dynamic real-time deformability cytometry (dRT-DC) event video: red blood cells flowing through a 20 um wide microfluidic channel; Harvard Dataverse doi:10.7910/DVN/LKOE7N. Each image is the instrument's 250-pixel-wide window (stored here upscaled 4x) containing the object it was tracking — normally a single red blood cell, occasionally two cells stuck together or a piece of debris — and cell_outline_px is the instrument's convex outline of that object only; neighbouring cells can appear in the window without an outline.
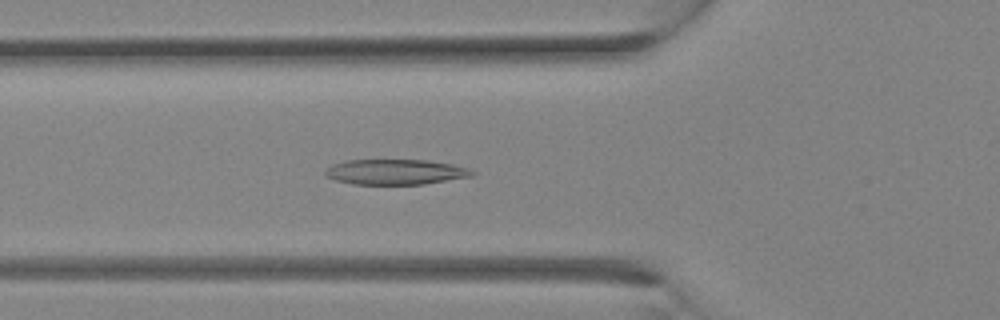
{"species": "Egyptian fruit bat (a non-hibernating species)", "species_latin": "Rousettus aegyptiacus", "temperature_condition": "room temperature", "stored_images_in_passage": 18, "camera_frame_rate_fps": 3000, "um_per_image_px": 0.085, "animal": {"sex": "female"}, "frame": {"image": 1, "passage_image": 6, "time_ms": 1.667, "image_size_px": [1000, 320], "cell_outline_px": [[476, 172], [472, 176], [424, 184], [352, 184], [336, 180], [328, 176], [324, 172], [332, 164], [348, 160], [428, 160], [452, 164], [468, 168]], "centroid_in_image_um": [33.64, 14.61], "position_along_channel_um": 92.2, "area_um2": 21.5}}
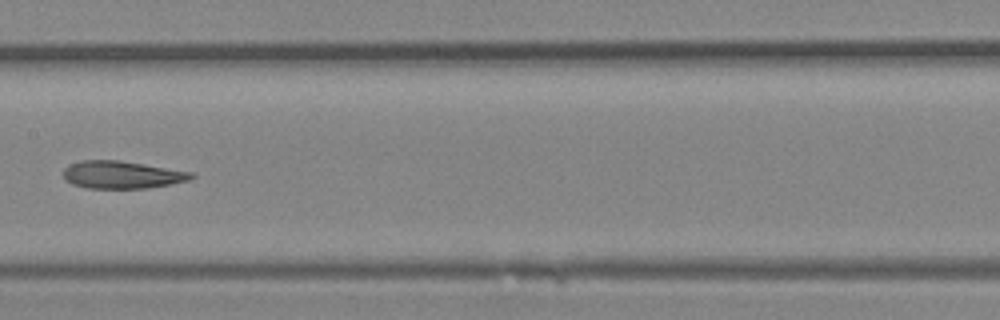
{"frame": {"image": 2, "passage_image": 11, "time_ms": 3.333, "image_size_px": [1000, 320], "cell_outline_px": [[196, 176], [192, 180], [148, 188], [88, 188], [72, 184], [64, 180], [64, 168], [80, 160], [120, 160], [192, 172]], "centroid_in_image_um": [10.38, 14.85], "position_along_channel_um": 197.0, "area_um2": 20.58}}
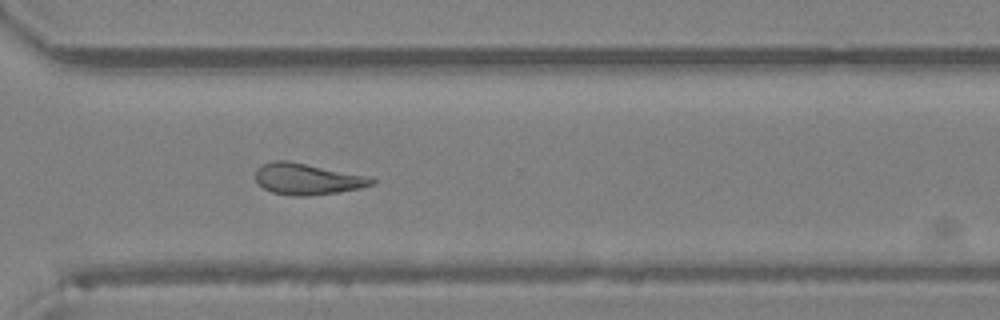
{"frame": {"image": 3, "passage_image": 18, "time_ms": 5.667, "image_size_px": [1000, 320], "cell_outline_px": [[376, 180], [372, 184], [360, 188], [336, 192], [308, 196], [292, 196], [272, 192], [264, 188], [256, 180], [256, 168], [264, 164], [276, 160], [288, 160], [368, 176]], "centroid_in_image_um": [26.1, 15.21], "position_along_channel_um": 344.5, "area_um2": 20.98}}